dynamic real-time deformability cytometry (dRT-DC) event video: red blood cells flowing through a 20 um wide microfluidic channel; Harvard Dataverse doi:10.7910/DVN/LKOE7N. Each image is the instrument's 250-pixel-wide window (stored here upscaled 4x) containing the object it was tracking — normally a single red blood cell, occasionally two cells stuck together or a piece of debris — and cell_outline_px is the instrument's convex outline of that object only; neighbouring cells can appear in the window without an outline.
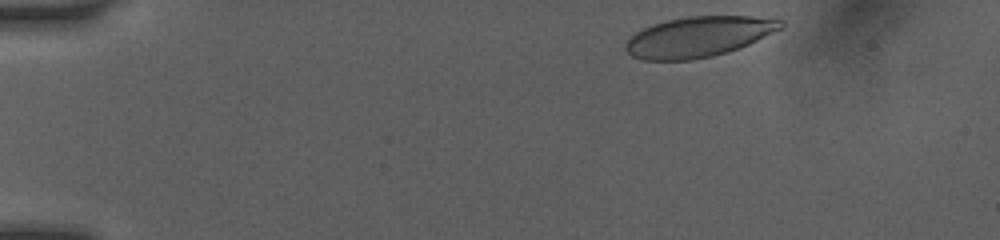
{"species": "human", "species_latin": "Homo sapiens", "temperature_condition": "room temperature", "stored_images_in_passage": 10, "camera_frame_rate_fps": 3000, "um_per_image_px": 0.085, "donor": {"sex": "female"}, "frame": {"image": 1, "passage_image": 1, "time_ms": 0.0, "image_size_px": [1000, 240], "cell_outline_px": [[784, 28], [748, 44], [712, 56], [692, 60], [644, 60], [632, 56], [624, 48], [624, 44], [636, 32], [652, 24], [668, 20], [688, 16], [752, 16], [784, 20]], "centroid_in_image_um": [59.38, 3.12], "position_along_channel_um": 25.6, "area_um2": 36.36}}
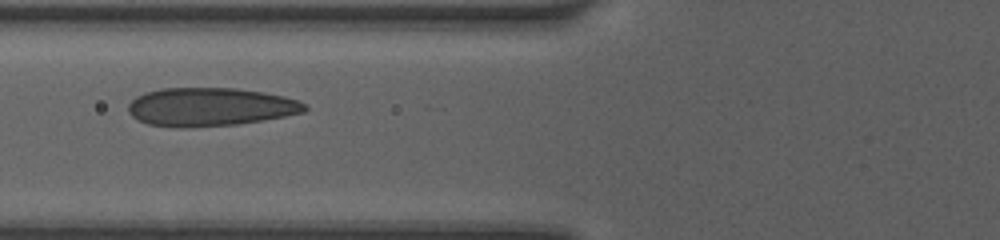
{"frame": {"image": 2, "passage_image": 6, "time_ms": 4.333, "image_size_px": [1000, 240], "cell_outline_px": [[308, 108], [304, 112], [284, 116], [236, 124], [184, 128], [180, 128], [148, 124], [132, 116], [128, 112], [128, 104], [136, 96], [144, 92], [160, 88], [236, 88], [284, 96], [296, 100], [304, 104]], "centroid_in_image_um": [17.81, 9.08], "position_along_channel_um": 108.0, "area_um2": 39.3}}
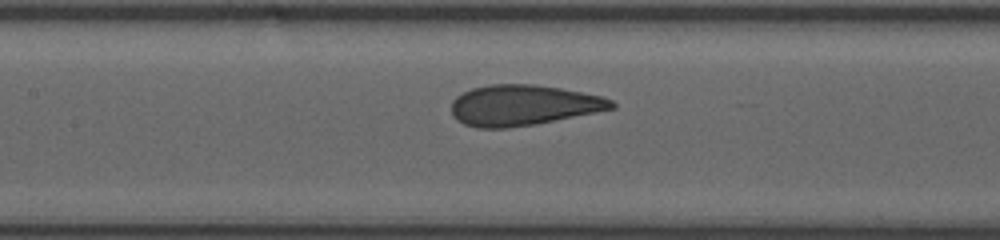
{"frame": {"image": 3, "passage_image": 9, "time_ms": 5.667, "image_size_px": [1000, 240], "cell_outline_px": [[616, 108], [536, 124], [508, 128], [476, 128], [464, 124], [456, 120], [452, 116], [452, 100], [456, 96], [472, 88], [488, 84], [536, 84], [560, 88], [604, 96], [612, 100], [616, 104]], "centroid_in_image_um": [44.46, 8.94], "position_along_channel_um": 162.9, "area_um2": 38.21}}